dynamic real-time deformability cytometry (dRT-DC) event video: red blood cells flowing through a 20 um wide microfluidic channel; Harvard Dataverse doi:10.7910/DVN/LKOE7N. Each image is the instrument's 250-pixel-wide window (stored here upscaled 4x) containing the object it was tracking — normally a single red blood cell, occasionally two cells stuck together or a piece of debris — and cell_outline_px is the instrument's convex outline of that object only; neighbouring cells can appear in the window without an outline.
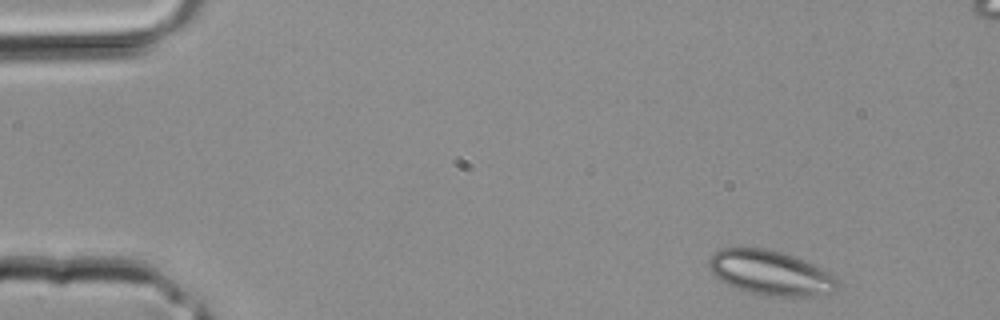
{"species": "common noctule bat (a hibernating species)", "species_latin": "Nyctalus noctula", "temperature_condition": "room temperature", "stored_images_in_passage": 3, "camera_frame_rate_fps": 3000, "um_per_image_px": 0.085, "animal": {"sex": "male", "body_mass_g": 20.4}, "frame": {"image": 1, "passage_image": 1, "time_ms": 0.0, "image_size_px": [1000, 320], "cell_outline_px": [[840, 288], [832, 292], [816, 296], [772, 296], [752, 292], [736, 288], [720, 280], [708, 268], [708, 260], [720, 248], [764, 248], [780, 252], [804, 260], [840, 276]], "centroid_in_image_um": [65.57, 23.2], "position_along_channel_um": 19.4, "area_um2": 33.58}}